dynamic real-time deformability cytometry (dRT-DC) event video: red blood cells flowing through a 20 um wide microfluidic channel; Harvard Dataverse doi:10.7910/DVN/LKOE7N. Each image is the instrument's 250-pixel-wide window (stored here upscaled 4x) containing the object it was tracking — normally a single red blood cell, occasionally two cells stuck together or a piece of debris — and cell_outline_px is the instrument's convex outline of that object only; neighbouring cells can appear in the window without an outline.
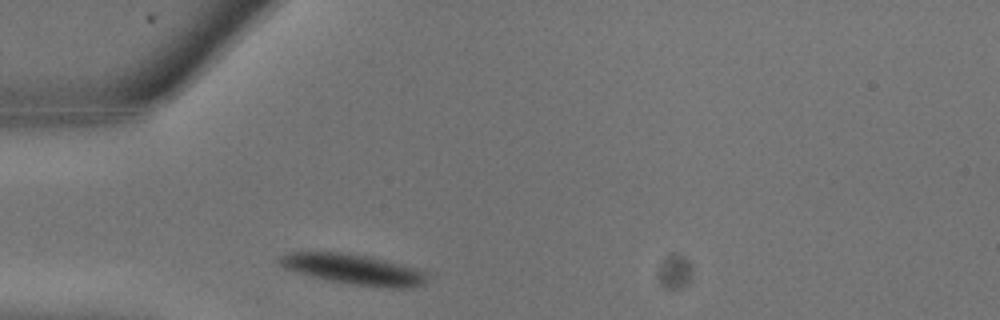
{"species": "common noctule bat (a hibernating species)", "species_latin": "Nyctalus noctula", "temperature_condition": "warm", "stored_images_in_passage": 6, "camera_frame_rate_fps": 3000, "um_per_image_px": 0.085, "animal": {"sex": "male", "body_mass_g": 13.3}, "frame": {"image": 1, "passage_image": 1, "time_ms": 0.0, "image_size_px": [1000, 320], "cell_outline_px": [[428, 272], [424, 280], [420, 284], [400, 288], [388, 288], [348, 284], [312, 276], [284, 268], [276, 260], [280, 256], [288, 252], [348, 252], [372, 256], [404, 264]], "centroid_in_image_um": [30.03, 22.86], "position_along_channel_um": 55.0, "area_um2": 26.18}}
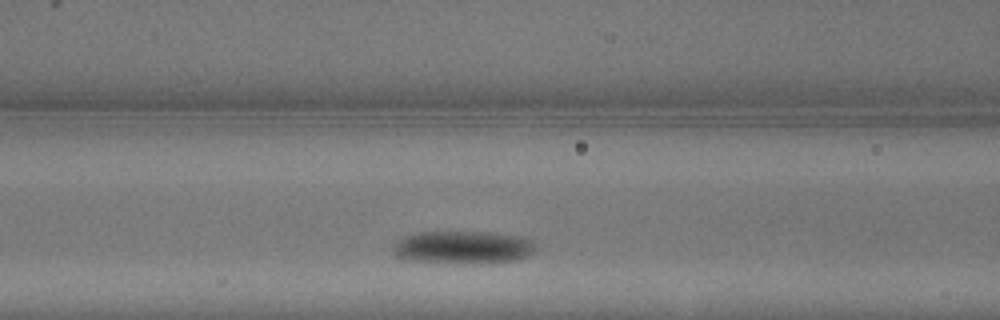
{"frame": {"image": 2, "passage_image": 4, "time_ms": 1.0, "image_size_px": [1000, 320], "cell_outline_px": [[536, 248], [532, 252], [516, 260], [472, 264], [464, 264], [412, 260], [396, 256], [392, 248], [396, 240], [404, 236], [416, 232], [488, 232], [524, 236], [536, 240]], "centroid_in_image_um": [39.38, 21.01], "position_along_channel_um": 127.2, "area_um2": 27.63}}
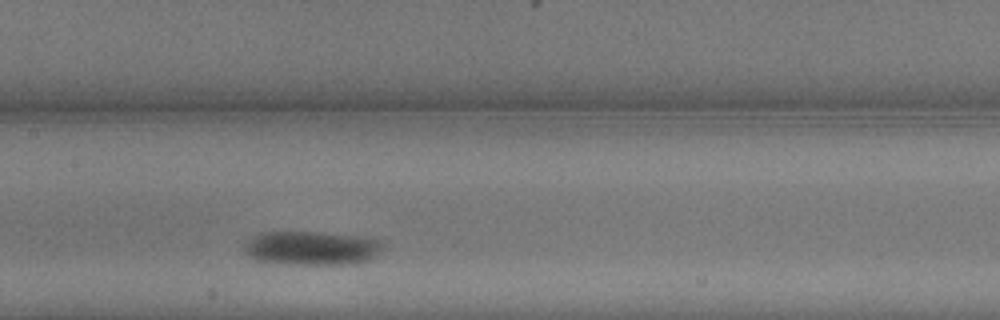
{"frame": {"image": 3, "passage_image": 6, "time_ms": 1.667, "image_size_px": [1000, 320], "cell_outline_px": [[384, 248], [372, 260], [356, 264], [292, 264], [256, 260], [248, 256], [244, 252], [244, 244], [252, 236], [260, 232], [324, 232], [356, 236], [380, 240], [384, 244]], "centroid_in_image_um": [26.51, 21.09], "position_along_channel_um": 180.9, "area_um2": 27.74}}